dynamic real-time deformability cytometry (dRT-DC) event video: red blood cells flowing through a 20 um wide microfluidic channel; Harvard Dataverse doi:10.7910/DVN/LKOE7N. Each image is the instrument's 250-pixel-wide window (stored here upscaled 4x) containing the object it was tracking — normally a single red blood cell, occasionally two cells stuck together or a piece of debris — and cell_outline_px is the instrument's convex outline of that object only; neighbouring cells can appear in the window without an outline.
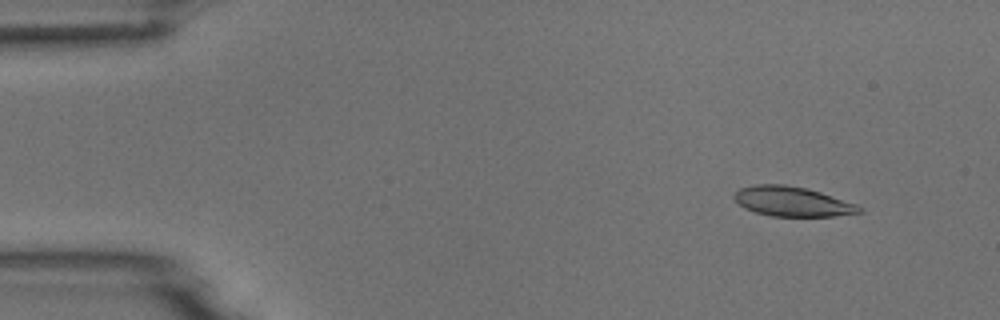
{"species": "common noctule bat (a hibernating species)", "species_latin": "Nyctalus noctula", "temperature_condition": "room temperature", "stored_images_in_passage": 3, "camera_frame_rate_fps": 3000, "um_per_image_px": 0.085, "animal": {"sex": "male", "body_mass_g": 18.8}, "frame": {"image": 1, "passage_image": 1, "time_ms": 0.0, "image_size_px": [1000, 320], "cell_outline_px": [[864, 212], [836, 216], [772, 216], [756, 212], [744, 208], [732, 196], [740, 188], [756, 184], [784, 184], [808, 188], [856, 204], [864, 208]], "centroid_in_image_um": [67.37, 17.12], "position_along_channel_um": 17.6, "area_um2": 21.68}}
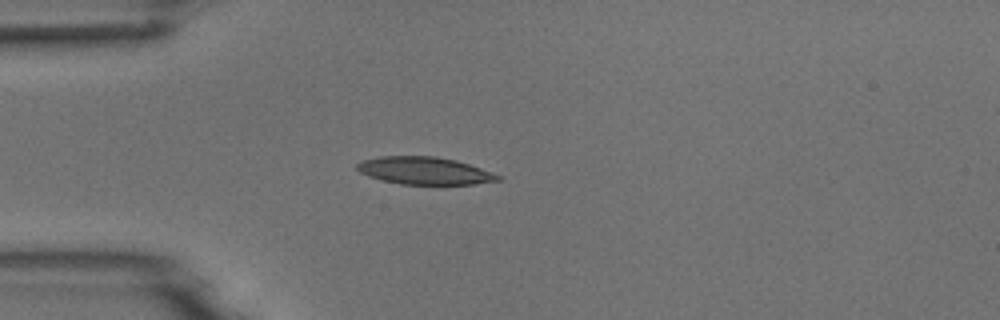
{"frame": {"image": 2, "passage_image": 3, "time_ms": 3.0, "image_size_px": [1000, 320], "cell_outline_px": [[504, 176], [500, 180], [476, 184], [400, 184], [368, 176], [360, 172], [356, 168], [356, 164], [360, 160], [380, 156], [436, 156], [456, 160]], "centroid_in_image_um": [36.08, 14.5], "position_along_channel_um": 48.9, "area_um2": 22.6}}